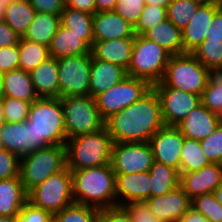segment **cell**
Masks as SVG:
<instances>
[{
  "mask_svg": "<svg viewBox=\"0 0 222 222\" xmlns=\"http://www.w3.org/2000/svg\"><path fill=\"white\" fill-rule=\"evenodd\" d=\"M159 96L152 87L139 100L105 121L113 142H149L164 127Z\"/></svg>",
  "mask_w": 222,
  "mask_h": 222,
  "instance_id": "obj_1",
  "label": "cell"
},
{
  "mask_svg": "<svg viewBox=\"0 0 222 222\" xmlns=\"http://www.w3.org/2000/svg\"><path fill=\"white\" fill-rule=\"evenodd\" d=\"M74 203L99 209L118 206L116 174L110 164L71 171Z\"/></svg>",
  "mask_w": 222,
  "mask_h": 222,
  "instance_id": "obj_2",
  "label": "cell"
},
{
  "mask_svg": "<svg viewBox=\"0 0 222 222\" xmlns=\"http://www.w3.org/2000/svg\"><path fill=\"white\" fill-rule=\"evenodd\" d=\"M32 151L49 145H65L64 113L60 98H38L31 103L28 119Z\"/></svg>",
  "mask_w": 222,
  "mask_h": 222,
  "instance_id": "obj_3",
  "label": "cell"
},
{
  "mask_svg": "<svg viewBox=\"0 0 222 222\" xmlns=\"http://www.w3.org/2000/svg\"><path fill=\"white\" fill-rule=\"evenodd\" d=\"M113 143L106 127L67 139L66 167L77 171L110 164Z\"/></svg>",
  "mask_w": 222,
  "mask_h": 222,
  "instance_id": "obj_4",
  "label": "cell"
},
{
  "mask_svg": "<svg viewBox=\"0 0 222 222\" xmlns=\"http://www.w3.org/2000/svg\"><path fill=\"white\" fill-rule=\"evenodd\" d=\"M212 72L194 55H171L163 79L152 87H172L202 96Z\"/></svg>",
  "mask_w": 222,
  "mask_h": 222,
  "instance_id": "obj_5",
  "label": "cell"
},
{
  "mask_svg": "<svg viewBox=\"0 0 222 222\" xmlns=\"http://www.w3.org/2000/svg\"><path fill=\"white\" fill-rule=\"evenodd\" d=\"M171 54L144 35H135L128 76L146 80L151 86L164 76Z\"/></svg>",
  "mask_w": 222,
  "mask_h": 222,
  "instance_id": "obj_6",
  "label": "cell"
},
{
  "mask_svg": "<svg viewBox=\"0 0 222 222\" xmlns=\"http://www.w3.org/2000/svg\"><path fill=\"white\" fill-rule=\"evenodd\" d=\"M65 167V145H49L35 150L30 155L20 159L19 176L24 190L28 193L50 175L63 170Z\"/></svg>",
  "mask_w": 222,
  "mask_h": 222,
  "instance_id": "obj_7",
  "label": "cell"
},
{
  "mask_svg": "<svg viewBox=\"0 0 222 222\" xmlns=\"http://www.w3.org/2000/svg\"><path fill=\"white\" fill-rule=\"evenodd\" d=\"M64 113L67 139L95 133L105 127V120L97 107L96 99L88 96L60 97Z\"/></svg>",
  "mask_w": 222,
  "mask_h": 222,
  "instance_id": "obj_8",
  "label": "cell"
},
{
  "mask_svg": "<svg viewBox=\"0 0 222 222\" xmlns=\"http://www.w3.org/2000/svg\"><path fill=\"white\" fill-rule=\"evenodd\" d=\"M27 201L53 216L74 203L71 171L65 167L50 175L27 193Z\"/></svg>",
  "mask_w": 222,
  "mask_h": 222,
  "instance_id": "obj_9",
  "label": "cell"
},
{
  "mask_svg": "<svg viewBox=\"0 0 222 222\" xmlns=\"http://www.w3.org/2000/svg\"><path fill=\"white\" fill-rule=\"evenodd\" d=\"M152 86L143 79L126 76L95 99L101 116L106 121L112 115L127 108L147 93Z\"/></svg>",
  "mask_w": 222,
  "mask_h": 222,
  "instance_id": "obj_10",
  "label": "cell"
},
{
  "mask_svg": "<svg viewBox=\"0 0 222 222\" xmlns=\"http://www.w3.org/2000/svg\"><path fill=\"white\" fill-rule=\"evenodd\" d=\"M91 61V53L57 59L59 98L89 95Z\"/></svg>",
  "mask_w": 222,
  "mask_h": 222,
  "instance_id": "obj_11",
  "label": "cell"
},
{
  "mask_svg": "<svg viewBox=\"0 0 222 222\" xmlns=\"http://www.w3.org/2000/svg\"><path fill=\"white\" fill-rule=\"evenodd\" d=\"M154 162L149 142H114L110 165L115 174L149 171Z\"/></svg>",
  "mask_w": 222,
  "mask_h": 222,
  "instance_id": "obj_12",
  "label": "cell"
},
{
  "mask_svg": "<svg viewBox=\"0 0 222 222\" xmlns=\"http://www.w3.org/2000/svg\"><path fill=\"white\" fill-rule=\"evenodd\" d=\"M157 92L165 126H176L201 104V96L172 87H153Z\"/></svg>",
  "mask_w": 222,
  "mask_h": 222,
  "instance_id": "obj_13",
  "label": "cell"
},
{
  "mask_svg": "<svg viewBox=\"0 0 222 222\" xmlns=\"http://www.w3.org/2000/svg\"><path fill=\"white\" fill-rule=\"evenodd\" d=\"M184 136L176 126H164L150 138L154 161L176 169L180 174V154Z\"/></svg>",
  "mask_w": 222,
  "mask_h": 222,
  "instance_id": "obj_14",
  "label": "cell"
},
{
  "mask_svg": "<svg viewBox=\"0 0 222 222\" xmlns=\"http://www.w3.org/2000/svg\"><path fill=\"white\" fill-rule=\"evenodd\" d=\"M222 183V164L210 163L200 170L180 173L179 186L192 201L196 197L213 193Z\"/></svg>",
  "mask_w": 222,
  "mask_h": 222,
  "instance_id": "obj_15",
  "label": "cell"
},
{
  "mask_svg": "<svg viewBox=\"0 0 222 222\" xmlns=\"http://www.w3.org/2000/svg\"><path fill=\"white\" fill-rule=\"evenodd\" d=\"M152 214L163 222H178L184 213L191 208V200L184 190L178 186L169 193L150 197L145 201Z\"/></svg>",
  "mask_w": 222,
  "mask_h": 222,
  "instance_id": "obj_16",
  "label": "cell"
},
{
  "mask_svg": "<svg viewBox=\"0 0 222 222\" xmlns=\"http://www.w3.org/2000/svg\"><path fill=\"white\" fill-rule=\"evenodd\" d=\"M219 2L202 3L192 20L181 30L183 54L192 53L204 40Z\"/></svg>",
  "mask_w": 222,
  "mask_h": 222,
  "instance_id": "obj_17",
  "label": "cell"
},
{
  "mask_svg": "<svg viewBox=\"0 0 222 222\" xmlns=\"http://www.w3.org/2000/svg\"><path fill=\"white\" fill-rule=\"evenodd\" d=\"M221 122V116L213 113L201 103L176 127L185 138L201 141L208 137Z\"/></svg>",
  "mask_w": 222,
  "mask_h": 222,
  "instance_id": "obj_18",
  "label": "cell"
},
{
  "mask_svg": "<svg viewBox=\"0 0 222 222\" xmlns=\"http://www.w3.org/2000/svg\"><path fill=\"white\" fill-rule=\"evenodd\" d=\"M92 25L93 43L120 38H135L134 26L114 11L95 12Z\"/></svg>",
  "mask_w": 222,
  "mask_h": 222,
  "instance_id": "obj_19",
  "label": "cell"
},
{
  "mask_svg": "<svg viewBox=\"0 0 222 222\" xmlns=\"http://www.w3.org/2000/svg\"><path fill=\"white\" fill-rule=\"evenodd\" d=\"M150 174L148 171L116 174V202L123 206L129 202H144L150 198Z\"/></svg>",
  "mask_w": 222,
  "mask_h": 222,
  "instance_id": "obj_20",
  "label": "cell"
},
{
  "mask_svg": "<svg viewBox=\"0 0 222 222\" xmlns=\"http://www.w3.org/2000/svg\"><path fill=\"white\" fill-rule=\"evenodd\" d=\"M1 146L15 153L19 159L30 155L32 151L30 122H4L0 126Z\"/></svg>",
  "mask_w": 222,
  "mask_h": 222,
  "instance_id": "obj_21",
  "label": "cell"
},
{
  "mask_svg": "<svg viewBox=\"0 0 222 222\" xmlns=\"http://www.w3.org/2000/svg\"><path fill=\"white\" fill-rule=\"evenodd\" d=\"M127 76L126 70L112 62L92 57L89 95L96 98Z\"/></svg>",
  "mask_w": 222,
  "mask_h": 222,
  "instance_id": "obj_22",
  "label": "cell"
},
{
  "mask_svg": "<svg viewBox=\"0 0 222 222\" xmlns=\"http://www.w3.org/2000/svg\"><path fill=\"white\" fill-rule=\"evenodd\" d=\"M135 38H120L94 42L91 54L94 59L112 62L126 71L130 65Z\"/></svg>",
  "mask_w": 222,
  "mask_h": 222,
  "instance_id": "obj_23",
  "label": "cell"
},
{
  "mask_svg": "<svg viewBox=\"0 0 222 222\" xmlns=\"http://www.w3.org/2000/svg\"><path fill=\"white\" fill-rule=\"evenodd\" d=\"M30 75L38 98H59L57 59L49 57L31 71Z\"/></svg>",
  "mask_w": 222,
  "mask_h": 222,
  "instance_id": "obj_24",
  "label": "cell"
},
{
  "mask_svg": "<svg viewBox=\"0 0 222 222\" xmlns=\"http://www.w3.org/2000/svg\"><path fill=\"white\" fill-rule=\"evenodd\" d=\"M48 48L50 57L55 59L91 53V47L82 40V35L71 33L61 24Z\"/></svg>",
  "mask_w": 222,
  "mask_h": 222,
  "instance_id": "obj_25",
  "label": "cell"
},
{
  "mask_svg": "<svg viewBox=\"0 0 222 222\" xmlns=\"http://www.w3.org/2000/svg\"><path fill=\"white\" fill-rule=\"evenodd\" d=\"M26 202L20 176L0 180V216H17Z\"/></svg>",
  "mask_w": 222,
  "mask_h": 222,
  "instance_id": "obj_26",
  "label": "cell"
},
{
  "mask_svg": "<svg viewBox=\"0 0 222 222\" xmlns=\"http://www.w3.org/2000/svg\"><path fill=\"white\" fill-rule=\"evenodd\" d=\"M144 36L163 47L171 55L183 54L181 30L167 18L153 26Z\"/></svg>",
  "mask_w": 222,
  "mask_h": 222,
  "instance_id": "obj_27",
  "label": "cell"
},
{
  "mask_svg": "<svg viewBox=\"0 0 222 222\" xmlns=\"http://www.w3.org/2000/svg\"><path fill=\"white\" fill-rule=\"evenodd\" d=\"M3 92L4 97L20 99L30 103L38 99L31 81L30 72H25L22 69L4 73Z\"/></svg>",
  "mask_w": 222,
  "mask_h": 222,
  "instance_id": "obj_28",
  "label": "cell"
},
{
  "mask_svg": "<svg viewBox=\"0 0 222 222\" xmlns=\"http://www.w3.org/2000/svg\"><path fill=\"white\" fill-rule=\"evenodd\" d=\"M60 26V16L49 13H35L32 23L23 38L49 47Z\"/></svg>",
  "mask_w": 222,
  "mask_h": 222,
  "instance_id": "obj_29",
  "label": "cell"
},
{
  "mask_svg": "<svg viewBox=\"0 0 222 222\" xmlns=\"http://www.w3.org/2000/svg\"><path fill=\"white\" fill-rule=\"evenodd\" d=\"M150 197L165 195L179 186V172L163 163L154 161L150 170Z\"/></svg>",
  "mask_w": 222,
  "mask_h": 222,
  "instance_id": "obj_30",
  "label": "cell"
},
{
  "mask_svg": "<svg viewBox=\"0 0 222 222\" xmlns=\"http://www.w3.org/2000/svg\"><path fill=\"white\" fill-rule=\"evenodd\" d=\"M93 14L65 6L60 15V24L75 35H82L90 47L93 45Z\"/></svg>",
  "mask_w": 222,
  "mask_h": 222,
  "instance_id": "obj_31",
  "label": "cell"
},
{
  "mask_svg": "<svg viewBox=\"0 0 222 222\" xmlns=\"http://www.w3.org/2000/svg\"><path fill=\"white\" fill-rule=\"evenodd\" d=\"M35 13L28 0H12L5 8L3 21L20 37H23Z\"/></svg>",
  "mask_w": 222,
  "mask_h": 222,
  "instance_id": "obj_32",
  "label": "cell"
},
{
  "mask_svg": "<svg viewBox=\"0 0 222 222\" xmlns=\"http://www.w3.org/2000/svg\"><path fill=\"white\" fill-rule=\"evenodd\" d=\"M19 69L25 72L33 71L39 64L50 57L49 48L29 41L23 37L19 41Z\"/></svg>",
  "mask_w": 222,
  "mask_h": 222,
  "instance_id": "obj_33",
  "label": "cell"
},
{
  "mask_svg": "<svg viewBox=\"0 0 222 222\" xmlns=\"http://www.w3.org/2000/svg\"><path fill=\"white\" fill-rule=\"evenodd\" d=\"M209 164L200 141L184 138L180 154V173L200 170Z\"/></svg>",
  "mask_w": 222,
  "mask_h": 222,
  "instance_id": "obj_34",
  "label": "cell"
},
{
  "mask_svg": "<svg viewBox=\"0 0 222 222\" xmlns=\"http://www.w3.org/2000/svg\"><path fill=\"white\" fill-rule=\"evenodd\" d=\"M211 72L222 71V41L205 39L192 53Z\"/></svg>",
  "mask_w": 222,
  "mask_h": 222,
  "instance_id": "obj_35",
  "label": "cell"
},
{
  "mask_svg": "<svg viewBox=\"0 0 222 222\" xmlns=\"http://www.w3.org/2000/svg\"><path fill=\"white\" fill-rule=\"evenodd\" d=\"M201 4L196 0H172L167 7V19L180 30H183L192 20Z\"/></svg>",
  "mask_w": 222,
  "mask_h": 222,
  "instance_id": "obj_36",
  "label": "cell"
},
{
  "mask_svg": "<svg viewBox=\"0 0 222 222\" xmlns=\"http://www.w3.org/2000/svg\"><path fill=\"white\" fill-rule=\"evenodd\" d=\"M201 103L222 117V73L212 72L201 96Z\"/></svg>",
  "mask_w": 222,
  "mask_h": 222,
  "instance_id": "obj_37",
  "label": "cell"
},
{
  "mask_svg": "<svg viewBox=\"0 0 222 222\" xmlns=\"http://www.w3.org/2000/svg\"><path fill=\"white\" fill-rule=\"evenodd\" d=\"M99 208L72 203L54 215L56 222H96Z\"/></svg>",
  "mask_w": 222,
  "mask_h": 222,
  "instance_id": "obj_38",
  "label": "cell"
},
{
  "mask_svg": "<svg viewBox=\"0 0 222 222\" xmlns=\"http://www.w3.org/2000/svg\"><path fill=\"white\" fill-rule=\"evenodd\" d=\"M191 207L202 214L209 222H222V205L213 193L200 195L192 200Z\"/></svg>",
  "mask_w": 222,
  "mask_h": 222,
  "instance_id": "obj_39",
  "label": "cell"
},
{
  "mask_svg": "<svg viewBox=\"0 0 222 222\" xmlns=\"http://www.w3.org/2000/svg\"><path fill=\"white\" fill-rule=\"evenodd\" d=\"M167 18V8L159 6L145 5L136 25L135 35H144L153 26Z\"/></svg>",
  "mask_w": 222,
  "mask_h": 222,
  "instance_id": "obj_40",
  "label": "cell"
},
{
  "mask_svg": "<svg viewBox=\"0 0 222 222\" xmlns=\"http://www.w3.org/2000/svg\"><path fill=\"white\" fill-rule=\"evenodd\" d=\"M31 103L20 99L3 97L5 122H24L28 119Z\"/></svg>",
  "mask_w": 222,
  "mask_h": 222,
  "instance_id": "obj_41",
  "label": "cell"
},
{
  "mask_svg": "<svg viewBox=\"0 0 222 222\" xmlns=\"http://www.w3.org/2000/svg\"><path fill=\"white\" fill-rule=\"evenodd\" d=\"M200 144L210 163L222 164V122Z\"/></svg>",
  "mask_w": 222,
  "mask_h": 222,
  "instance_id": "obj_42",
  "label": "cell"
},
{
  "mask_svg": "<svg viewBox=\"0 0 222 222\" xmlns=\"http://www.w3.org/2000/svg\"><path fill=\"white\" fill-rule=\"evenodd\" d=\"M144 7V0H117L113 11L135 26Z\"/></svg>",
  "mask_w": 222,
  "mask_h": 222,
  "instance_id": "obj_43",
  "label": "cell"
},
{
  "mask_svg": "<svg viewBox=\"0 0 222 222\" xmlns=\"http://www.w3.org/2000/svg\"><path fill=\"white\" fill-rule=\"evenodd\" d=\"M20 159L15 153L0 148V180L19 176Z\"/></svg>",
  "mask_w": 222,
  "mask_h": 222,
  "instance_id": "obj_44",
  "label": "cell"
},
{
  "mask_svg": "<svg viewBox=\"0 0 222 222\" xmlns=\"http://www.w3.org/2000/svg\"><path fill=\"white\" fill-rule=\"evenodd\" d=\"M17 222H51L54 216L41 208L31 205L28 201L16 216Z\"/></svg>",
  "mask_w": 222,
  "mask_h": 222,
  "instance_id": "obj_45",
  "label": "cell"
},
{
  "mask_svg": "<svg viewBox=\"0 0 222 222\" xmlns=\"http://www.w3.org/2000/svg\"><path fill=\"white\" fill-rule=\"evenodd\" d=\"M123 207L130 214L133 222H163L152 214L149 205L144 202H129Z\"/></svg>",
  "mask_w": 222,
  "mask_h": 222,
  "instance_id": "obj_46",
  "label": "cell"
},
{
  "mask_svg": "<svg viewBox=\"0 0 222 222\" xmlns=\"http://www.w3.org/2000/svg\"><path fill=\"white\" fill-rule=\"evenodd\" d=\"M19 46L0 48V72L6 73L19 69Z\"/></svg>",
  "mask_w": 222,
  "mask_h": 222,
  "instance_id": "obj_47",
  "label": "cell"
},
{
  "mask_svg": "<svg viewBox=\"0 0 222 222\" xmlns=\"http://www.w3.org/2000/svg\"><path fill=\"white\" fill-rule=\"evenodd\" d=\"M96 222H133L130 214L123 206L99 209Z\"/></svg>",
  "mask_w": 222,
  "mask_h": 222,
  "instance_id": "obj_48",
  "label": "cell"
},
{
  "mask_svg": "<svg viewBox=\"0 0 222 222\" xmlns=\"http://www.w3.org/2000/svg\"><path fill=\"white\" fill-rule=\"evenodd\" d=\"M37 13H49L60 16L65 8V0H28Z\"/></svg>",
  "mask_w": 222,
  "mask_h": 222,
  "instance_id": "obj_49",
  "label": "cell"
},
{
  "mask_svg": "<svg viewBox=\"0 0 222 222\" xmlns=\"http://www.w3.org/2000/svg\"><path fill=\"white\" fill-rule=\"evenodd\" d=\"M20 36L5 21L0 22V48L19 44Z\"/></svg>",
  "mask_w": 222,
  "mask_h": 222,
  "instance_id": "obj_50",
  "label": "cell"
},
{
  "mask_svg": "<svg viewBox=\"0 0 222 222\" xmlns=\"http://www.w3.org/2000/svg\"><path fill=\"white\" fill-rule=\"evenodd\" d=\"M205 39H216L222 41V8L220 7L213 16L210 28Z\"/></svg>",
  "mask_w": 222,
  "mask_h": 222,
  "instance_id": "obj_51",
  "label": "cell"
},
{
  "mask_svg": "<svg viewBox=\"0 0 222 222\" xmlns=\"http://www.w3.org/2000/svg\"><path fill=\"white\" fill-rule=\"evenodd\" d=\"M65 6L90 14L95 13V0H65Z\"/></svg>",
  "mask_w": 222,
  "mask_h": 222,
  "instance_id": "obj_52",
  "label": "cell"
},
{
  "mask_svg": "<svg viewBox=\"0 0 222 222\" xmlns=\"http://www.w3.org/2000/svg\"><path fill=\"white\" fill-rule=\"evenodd\" d=\"M178 222H209L202 214L197 212L193 207H191Z\"/></svg>",
  "mask_w": 222,
  "mask_h": 222,
  "instance_id": "obj_53",
  "label": "cell"
},
{
  "mask_svg": "<svg viewBox=\"0 0 222 222\" xmlns=\"http://www.w3.org/2000/svg\"><path fill=\"white\" fill-rule=\"evenodd\" d=\"M117 0H95V12L113 11Z\"/></svg>",
  "mask_w": 222,
  "mask_h": 222,
  "instance_id": "obj_54",
  "label": "cell"
},
{
  "mask_svg": "<svg viewBox=\"0 0 222 222\" xmlns=\"http://www.w3.org/2000/svg\"><path fill=\"white\" fill-rule=\"evenodd\" d=\"M172 0H144L145 5L159 6L167 8Z\"/></svg>",
  "mask_w": 222,
  "mask_h": 222,
  "instance_id": "obj_55",
  "label": "cell"
},
{
  "mask_svg": "<svg viewBox=\"0 0 222 222\" xmlns=\"http://www.w3.org/2000/svg\"><path fill=\"white\" fill-rule=\"evenodd\" d=\"M11 1L12 0H0V22L3 21L5 8Z\"/></svg>",
  "mask_w": 222,
  "mask_h": 222,
  "instance_id": "obj_56",
  "label": "cell"
},
{
  "mask_svg": "<svg viewBox=\"0 0 222 222\" xmlns=\"http://www.w3.org/2000/svg\"><path fill=\"white\" fill-rule=\"evenodd\" d=\"M216 200L222 205V183L213 191Z\"/></svg>",
  "mask_w": 222,
  "mask_h": 222,
  "instance_id": "obj_57",
  "label": "cell"
},
{
  "mask_svg": "<svg viewBox=\"0 0 222 222\" xmlns=\"http://www.w3.org/2000/svg\"><path fill=\"white\" fill-rule=\"evenodd\" d=\"M0 222H17L16 216H0Z\"/></svg>",
  "mask_w": 222,
  "mask_h": 222,
  "instance_id": "obj_58",
  "label": "cell"
},
{
  "mask_svg": "<svg viewBox=\"0 0 222 222\" xmlns=\"http://www.w3.org/2000/svg\"><path fill=\"white\" fill-rule=\"evenodd\" d=\"M3 87H4V73L0 72V99L4 97Z\"/></svg>",
  "mask_w": 222,
  "mask_h": 222,
  "instance_id": "obj_59",
  "label": "cell"
},
{
  "mask_svg": "<svg viewBox=\"0 0 222 222\" xmlns=\"http://www.w3.org/2000/svg\"><path fill=\"white\" fill-rule=\"evenodd\" d=\"M5 122L4 112H3V98L0 99V126Z\"/></svg>",
  "mask_w": 222,
  "mask_h": 222,
  "instance_id": "obj_60",
  "label": "cell"
},
{
  "mask_svg": "<svg viewBox=\"0 0 222 222\" xmlns=\"http://www.w3.org/2000/svg\"><path fill=\"white\" fill-rule=\"evenodd\" d=\"M196 1H199L200 3L219 2V0H196Z\"/></svg>",
  "mask_w": 222,
  "mask_h": 222,
  "instance_id": "obj_61",
  "label": "cell"
},
{
  "mask_svg": "<svg viewBox=\"0 0 222 222\" xmlns=\"http://www.w3.org/2000/svg\"><path fill=\"white\" fill-rule=\"evenodd\" d=\"M220 7L222 8V0H219Z\"/></svg>",
  "mask_w": 222,
  "mask_h": 222,
  "instance_id": "obj_62",
  "label": "cell"
}]
</instances>
